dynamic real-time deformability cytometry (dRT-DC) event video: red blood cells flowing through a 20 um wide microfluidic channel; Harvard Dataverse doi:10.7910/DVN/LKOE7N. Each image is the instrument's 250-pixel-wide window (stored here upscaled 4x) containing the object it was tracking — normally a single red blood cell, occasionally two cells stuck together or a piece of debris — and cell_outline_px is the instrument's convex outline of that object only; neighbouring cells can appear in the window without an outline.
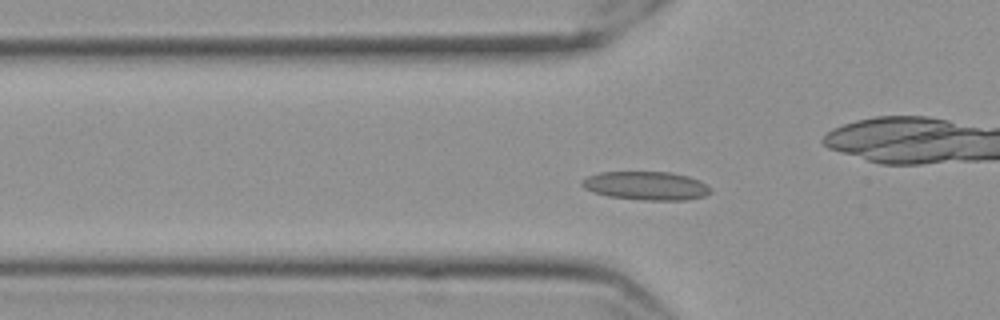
{"species": "Egyptian fruit bat (a non-hibernating species)", "species_latin": "Rousettus aegyptiacus", "temperature_condition": "cold", "stored_images_in_passage": 55, "camera_frame_rate_fps": 3000, "um_per_image_px": 0.085, "frame": {"image": 1, "passage_image": 15, "time_ms": 4.667, "image_size_px": [1000, 320], "cell_outline_px": [[712, 192], [704, 196], [688, 200], [644, 200], [608, 196], [592, 192], [584, 188], [580, 184], [580, 180], [588, 176], [600, 172], [672, 172], [688, 176], [700, 180], [712, 188]], "centroid_in_image_um": [54.93, 15.79], "position_along_channel_um": 70.9, "area_um2": 21.62}}
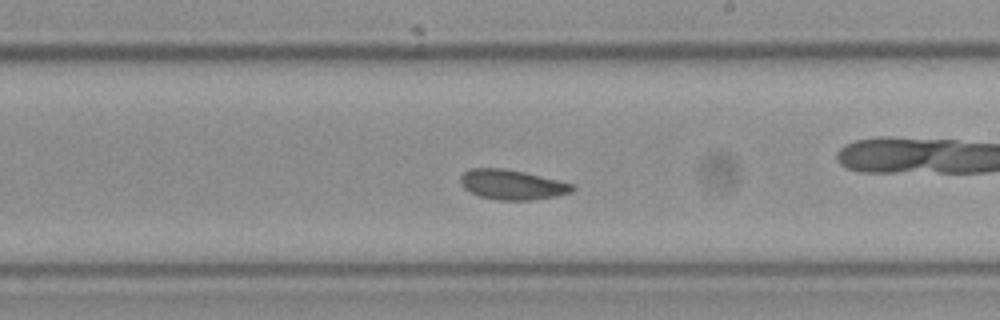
{"frame": {"image": 2, "passage_image": 30, "time_ms": 9.667, "image_size_px": [1000, 320], "cell_outline_px": [[576, 188], [572, 192], [556, 196], [528, 200], [496, 200], [480, 196], [464, 188], [460, 184], [460, 176], [464, 172], [472, 168], [500, 168], [524, 172], [576, 184]], "centroid_in_image_um": [43.55, 15.69], "position_along_channel_um": 245.4, "area_um2": 19.48}}
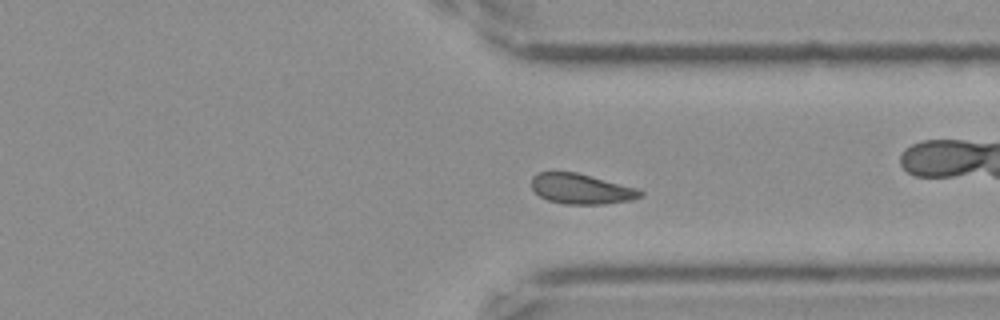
{"frame": {"image": 3, "passage_image": 40, "time_ms": 13.0, "image_size_px": [1000, 320], "cell_outline_px": [[644, 196], [628, 200], [604, 204], [564, 204], [548, 200], [540, 196], [532, 188], [532, 176], [540, 172], [576, 172], [640, 188], [644, 192]], "centroid_in_image_um": [49.45, 16.05], "position_along_channel_um": 362.0, "area_um2": 19.25}, "authors_computed_cell_mechanics": {"area_um2": 19.5364, "velocity_mm_per_s": 3.4857, "shape_relaxation_time_tau1_ms": null, "shape_relaxation_time_tau2_ms": 6.9048, "deformation_change_tau1": null, "deformation_change_tau2": 0.0834}}